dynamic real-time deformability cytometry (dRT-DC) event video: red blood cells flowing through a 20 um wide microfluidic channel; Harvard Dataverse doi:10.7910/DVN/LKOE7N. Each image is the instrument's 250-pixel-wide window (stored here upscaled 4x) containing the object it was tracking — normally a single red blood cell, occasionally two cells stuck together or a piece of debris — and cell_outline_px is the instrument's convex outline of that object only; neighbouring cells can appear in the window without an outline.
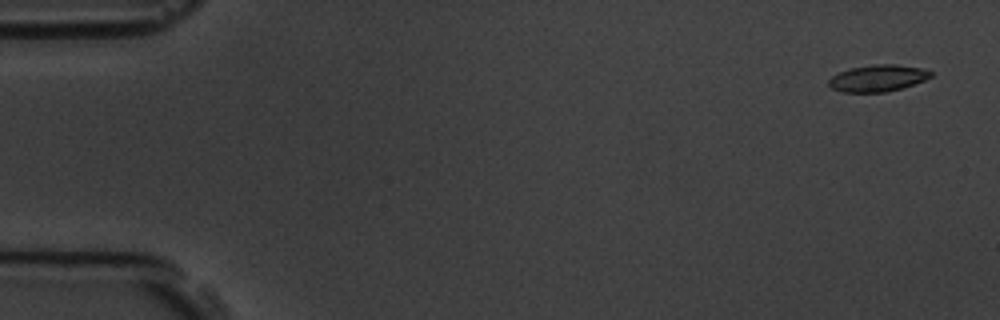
{"species": "common noctule bat (a hibernating species)", "species_latin": "Nyctalus noctula", "temperature_condition": "room temperature", "stored_images_in_passage": 5, "camera_frame_rate_fps": 3000, "um_per_image_px": 0.085, "animal": {"sex": "male", "body_mass_g": 19.5, "forearm_length_mm": 54.6}, "frame": {"image": 1, "passage_image": 1, "time_ms": 0.0, "image_size_px": [1000, 320], "cell_outline_px": [[932, 76], [924, 80], [888, 92], [840, 92], [832, 88], [828, 84], [828, 80], [832, 76], [840, 72], [852, 68], [872, 64], [896, 64], [920, 68], [932, 72]], "centroid_in_image_um": [74.58, 6.64], "position_along_channel_um": 10.4, "area_um2": 15.72}}
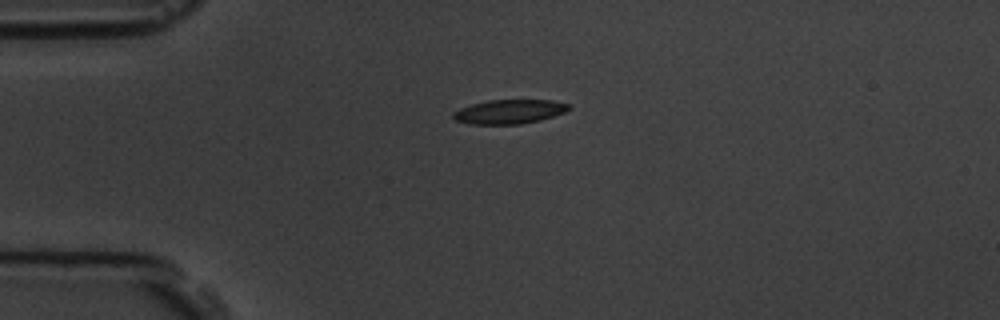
{"frame": {"image": 2, "passage_image": 4, "time_ms": 3.667, "image_size_px": [1000, 320], "cell_outline_px": [[568, 108], [564, 112], [540, 120], [520, 124], [468, 124], [456, 120], [452, 116], [452, 112], [460, 108], [472, 104], [488, 100], [552, 100], [568, 104]], "centroid_in_image_um": [43.23, 9.49], "position_along_channel_um": 41.8, "area_um2": 16.13}}
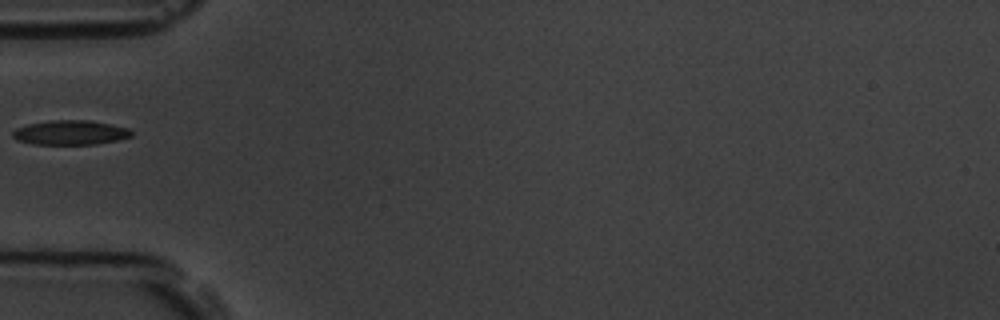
{"frame": {"image": 3, "passage_image": 5, "time_ms": 5.333, "image_size_px": [1000, 320], "cell_outline_px": [[132, 136], [116, 140], [96, 144], [32, 144], [16, 140], [12, 136], [12, 132], [16, 128], [28, 124], [52, 120], [88, 120], [128, 128], [132, 132]], "centroid_in_image_um": [5.94, 11.27], "position_along_channel_um": 79.1, "area_um2": 16.82}}